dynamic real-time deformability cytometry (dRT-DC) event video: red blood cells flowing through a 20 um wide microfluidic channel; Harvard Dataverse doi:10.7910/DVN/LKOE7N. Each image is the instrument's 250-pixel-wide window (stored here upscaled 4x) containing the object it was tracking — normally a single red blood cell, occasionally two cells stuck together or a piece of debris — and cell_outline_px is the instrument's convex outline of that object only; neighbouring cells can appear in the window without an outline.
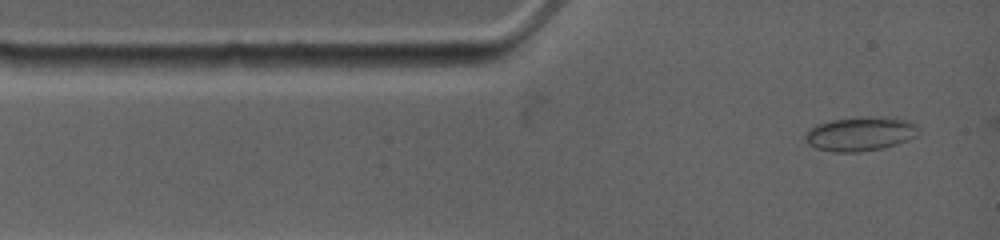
{"species": "common noctule bat (a hibernating species)", "species_latin": "Nyctalus noctula", "temperature_condition": "warm", "stored_images_in_passage": 16, "segment_of_instrument_passage": [1, 2], "camera_frame_rate_fps": 4500, "um_per_image_px": 0.085, "animal": {"sex": "female", "body_mass_g": 19.0, "forearm_length_mm": 53.3}, "frame": {"image": 1, "passage_image": 1, "time_ms": 0.0, "image_size_px": [1000, 240], "cell_outline_px": [[920, 128], [916, 136], [908, 140], [896, 144], [880, 148], [860, 152], [832, 152], [816, 148], [808, 144], [804, 140], [804, 132], [808, 128], [816, 124], [832, 120], [868, 116], [880, 116], [904, 120], [916, 124]], "centroid_in_image_um": [73.07, 11.37], "position_along_channel_um": 11.9, "area_um2": 22.72}}
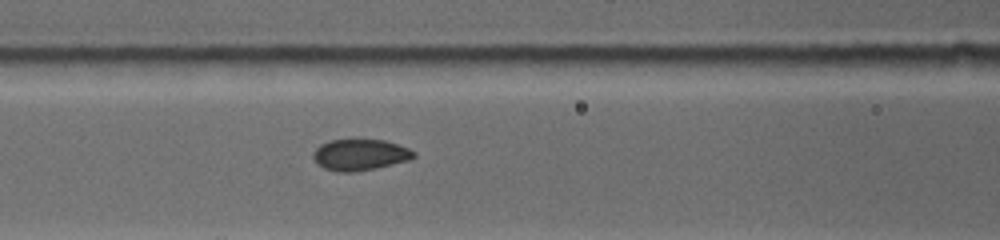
{"frame": {"image": 2, "passage_image": 10, "time_ms": 4.0, "image_size_px": [1000, 240], "cell_outline_px": [[416, 156], [408, 160], [376, 168], [356, 172], [340, 172], [324, 168], [316, 164], [312, 156], [312, 152], [320, 144], [328, 140], [384, 140], [408, 148], [416, 152]], "centroid_in_image_um": [30.56, 13.16], "position_along_channel_um": 136.0, "area_um2": 18.32}}
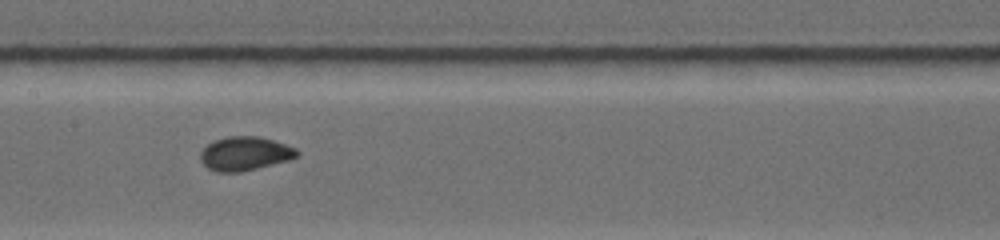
{"frame": {"image": 3, "passage_image": 13, "time_ms": 5.333, "image_size_px": [1000, 240], "cell_outline_px": [[300, 156], [288, 160], [240, 172], [216, 172], [208, 168], [200, 160], [200, 152], [212, 140], [228, 136], [260, 136], [296, 148], [300, 152]], "centroid_in_image_um": [20.81, 13.05], "position_along_channel_um": 186.6, "area_um2": 19.07}}